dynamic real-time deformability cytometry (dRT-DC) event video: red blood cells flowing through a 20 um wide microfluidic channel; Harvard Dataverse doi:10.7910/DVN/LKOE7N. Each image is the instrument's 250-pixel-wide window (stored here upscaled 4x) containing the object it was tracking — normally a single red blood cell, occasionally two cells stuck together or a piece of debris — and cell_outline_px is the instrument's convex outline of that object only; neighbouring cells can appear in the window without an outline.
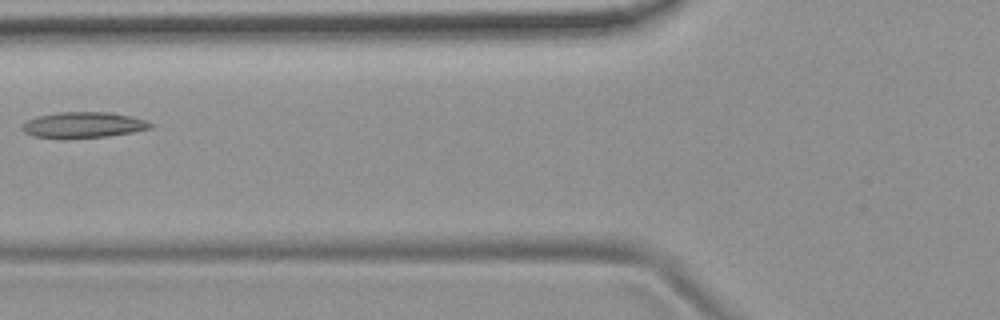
{"species": "common noctule bat (a hibernating species)", "species_latin": "Nyctalus noctula", "temperature_condition": "room temperature", "stored_images_in_passage": 6, "camera_frame_rate_fps": 3000, "um_per_image_px": 0.085, "animal": {"sex": "female", "body_mass_g": 19.9}, "frame": {"image": 1, "passage_image": 5, "time_ms": 4.667, "image_size_px": [1000, 320], "cell_outline_px": [[152, 128], [132, 132], [108, 136], [64, 140], [32, 136], [24, 132], [20, 128], [20, 124], [36, 116], [60, 112], [108, 112], [148, 120], [152, 124]], "centroid_in_image_um": [7.01, 10.64], "position_along_channel_um": 118.8, "area_um2": 19.77}}
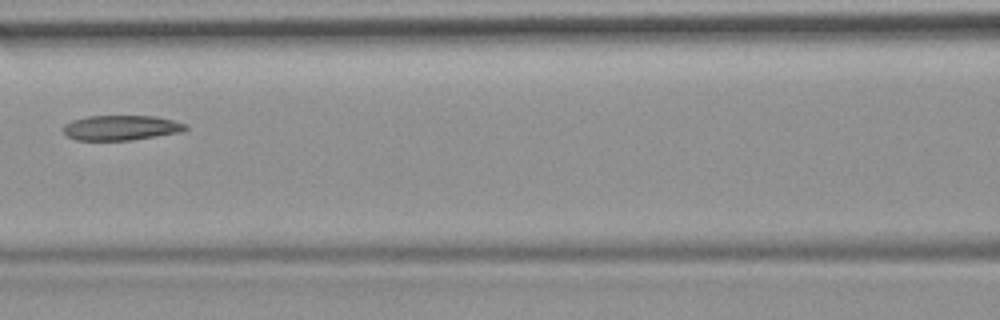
{"frame": {"image": 2, "passage_image": 6, "time_ms": 5.667, "image_size_px": [1000, 320], "cell_outline_px": [[188, 128], [180, 132], [132, 140], [76, 140], [68, 136], [60, 128], [64, 124], [72, 120], [88, 116], [156, 116], [188, 124]], "centroid_in_image_um": [10.27, 10.85], "position_along_channel_um": 156.3, "area_um2": 17.86}}